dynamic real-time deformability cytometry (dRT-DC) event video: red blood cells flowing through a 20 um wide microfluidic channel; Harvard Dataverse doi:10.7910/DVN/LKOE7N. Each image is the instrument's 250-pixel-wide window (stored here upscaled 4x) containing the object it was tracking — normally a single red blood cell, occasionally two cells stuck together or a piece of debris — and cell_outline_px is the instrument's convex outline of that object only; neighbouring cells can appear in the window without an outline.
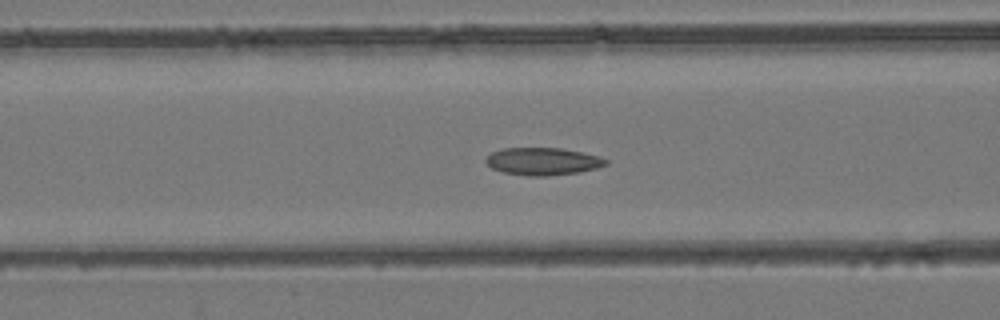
{"species": "common noctule bat (a hibernating species)", "species_latin": "Nyctalus noctula", "temperature_condition": "room temperature", "stored_images_in_passage": 54, "camera_frame_rate_fps": 3000, "um_per_image_px": 0.085, "animal": {"sex": "female", "body_mass_g": 24.6, "forearm_length_mm": 56.2}, "frame": {"image": 1, "passage_image": 22, "time_ms": 7.0, "image_size_px": [1000, 320], "cell_outline_px": [[608, 164], [596, 168], [580, 172], [544, 176], [528, 176], [504, 172], [492, 168], [484, 160], [492, 152], [504, 148], [560, 148], [600, 156], [608, 160]], "centroid_in_image_um": [46.15, 13.71], "position_along_channel_um": 120.4, "area_um2": 19.07}}
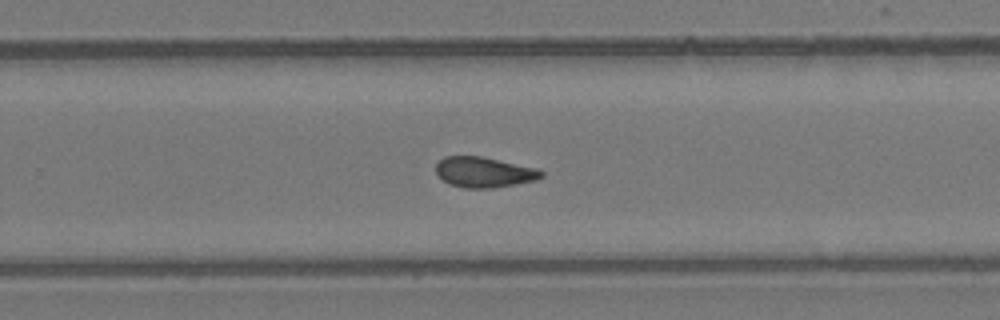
{"frame": {"image": 2, "passage_image": 35, "time_ms": 11.333, "image_size_px": [1000, 320], "cell_outline_px": [[544, 176], [536, 180], [516, 184], [492, 188], [464, 188], [448, 184], [436, 172], [436, 164], [444, 156], [480, 156], [536, 168], [544, 172]], "centroid_in_image_um": [41.14, 14.64], "position_along_channel_um": 288.7, "area_um2": 18.61}}
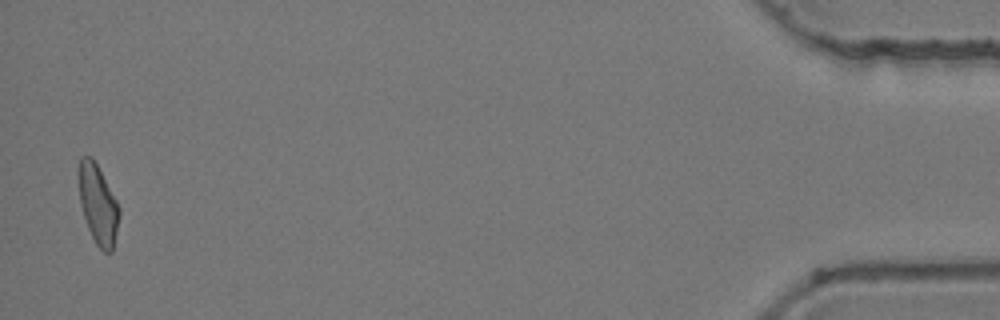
{"frame": {"image": 3, "passage_image": 53, "time_ms": 17.333, "image_size_px": [1000, 320], "cell_outline_px": [[120, 216], [112, 252], [104, 252], [96, 244], [88, 228], [80, 204], [80, 156], [92, 156], [116, 200], [120, 208]], "centroid_in_image_um": [8.36, 17.41], "position_along_channel_um": 426.8, "area_um2": 18.26}, "authors_computed_cell_mechanics": {"area_um2": 19.0162, "velocity_mm_per_s": 3.8884, "shape_relaxation_time_tau1_ms": null, "shape_relaxation_time_tau2_ms": 3.9638, "deformation_change_tau1": null, "deformation_change_tau2": 0.1127}}